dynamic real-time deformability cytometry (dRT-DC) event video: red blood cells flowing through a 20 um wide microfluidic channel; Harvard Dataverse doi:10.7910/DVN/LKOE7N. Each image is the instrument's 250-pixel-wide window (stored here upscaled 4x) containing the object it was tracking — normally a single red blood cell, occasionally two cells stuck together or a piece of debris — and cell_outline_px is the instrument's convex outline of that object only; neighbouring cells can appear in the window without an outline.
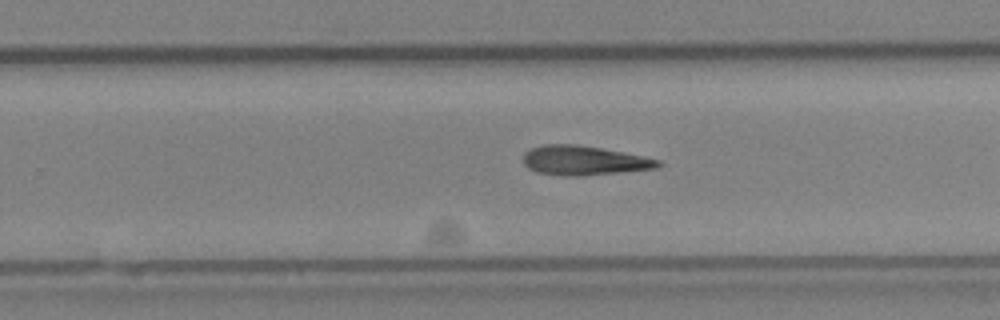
{"species": "Egyptian fruit bat (a non-hibernating species)", "species_latin": "Rousettus aegyptiacus", "temperature_condition": "cold", "stored_images_in_passage": 28, "camera_frame_rate_fps": 3000, "um_per_image_px": 0.085, "animal": {"sex": "female"}, "frame": {"image": 1, "passage_image": 20, "time_ms": 6.333, "image_size_px": [1000, 320], "cell_outline_px": [[664, 164], [660, 168], [580, 176], [572, 176], [536, 172], [528, 168], [524, 164], [524, 152], [532, 148], [544, 144], [576, 144], [600, 148], [660, 160]], "centroid_in_image_um": [49.64, 13.64], "position_along_channel_um": 280.2, "area_um2": 22.89}}